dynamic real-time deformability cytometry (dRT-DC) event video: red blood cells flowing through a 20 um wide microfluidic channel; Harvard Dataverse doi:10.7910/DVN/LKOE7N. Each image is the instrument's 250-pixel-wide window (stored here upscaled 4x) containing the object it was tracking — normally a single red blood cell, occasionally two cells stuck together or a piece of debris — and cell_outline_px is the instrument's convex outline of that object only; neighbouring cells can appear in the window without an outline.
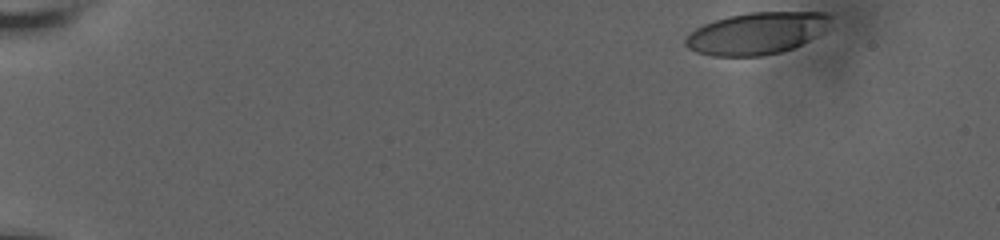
{"species": "human", "species_latin": "Homo sapiens", "temperature_condition": "room temperature", "stored_images_in_passage": 8, "camera_frame_rate_fps": 3000, "um_per_image_px": 0.085, "donor": {"sex": "male"}, "frame": {"image": 1, "passage_image": 1, "time_ms": 0.0, "image_size_px": [1000, 240], "cell_outline_px": [[832, 16], [820, 32], [808, 40], [792, 48], [780, 52], [760, 56], [712, 56], [696, 52], [688, 48], [684, 44], [684, 40], [688, 32], [704, 24], [728, 16], [748, 12], [824, 12]], "centroid_in_image_um": [64.23, 2.83], "position_along_channel_um": 20.8, "area_um2": 35.14}}
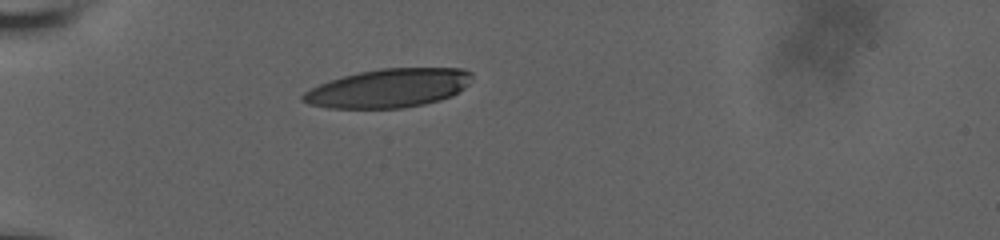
{"frame": {"image": 2, "passage_image": 6, "time_ms": 4.0, "image_size_px": [1000, 240], "cell_outline_px": [[472, 76], [468, 84], [464, 88], [452, 96], [440, 100], [424, 104], [404, 108], [328, 108], [308, 104], [300, 100], [300, 96], [304, 92], [328, 80], [360, 72], [380, 68], [464, 68], [472, 72]], "centroid_in_image_um": [33.03, 7.5], "position_along_channel_um": 52.0, "area_um2": 38.26}}
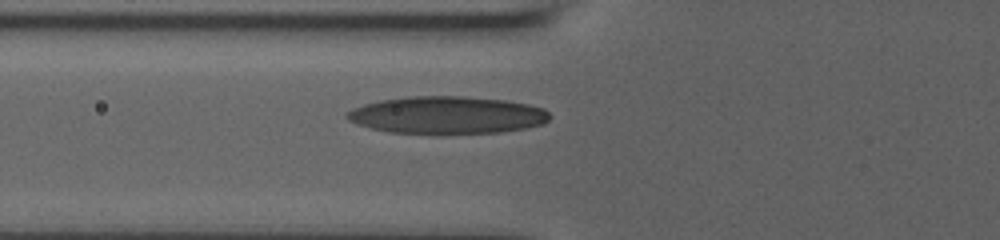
{"frame": {"image": 3, "passage_image": 8, "time_ms": 5.667, "image_size_px": [1000, 240], "cell_outline_px": [[548, 120], [544, 124], [524, 128], [500, 132], [392, 132], [372, 128], [356, 124], [348, 120], [344, 116], [352, 108], [364, 104], [380, 100], [404, 96], [464, 96], [508, 100], [528, 104], [544, 108], [548, 112]], "centroid_in_image_um": [37.99, 9.75], "position_along_channel_um": 87.8, "area_um2": 43.7}}